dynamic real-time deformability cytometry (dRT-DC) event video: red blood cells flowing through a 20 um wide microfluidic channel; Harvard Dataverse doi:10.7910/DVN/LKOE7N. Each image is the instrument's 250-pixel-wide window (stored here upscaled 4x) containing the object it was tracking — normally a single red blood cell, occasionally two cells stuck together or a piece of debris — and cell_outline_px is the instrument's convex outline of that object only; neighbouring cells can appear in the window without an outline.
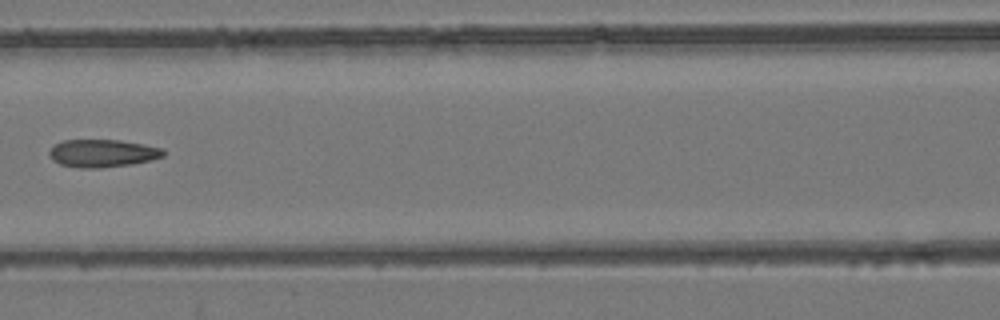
{"species": "common noctule bat (a hibernating species)", "species_latin": "Nyctalus noctula", "temperature_condition": "room temperature", "stored_images_in_passage": 7, "camera_frame_rate_fps": 3000, "um_per_image_px": 0.085, "animal": {"sex": "female", "body_mass_g": 24.6, "forearm_length_mm": 56.2}, "frame": {"image": 1, "passage_image": 6, "time_ms": 6.667, "image_size_px": [1000, 320], "cell_outline_px": [[164, 156], [132, 164], [100, 168], [80, 168], [60, 164], [52, 160], [48, 156], [48, 152], [56, 144], [64, 140], [120, 140], [144, 144], [164, 148]], "centroid_in_image_um": [8.7, 13.03], "position_along_channel_um": 157.9, "area_um2": 18.44}}
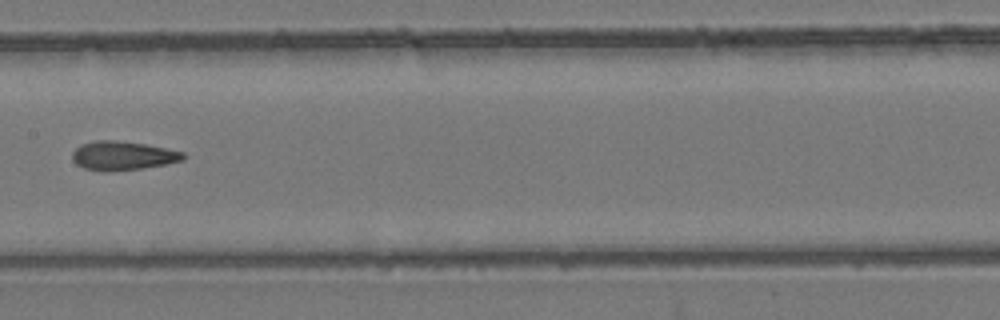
{"frame": {"image": 2, "passage_image": 7, "time_ms": 7.667, "image_size_px": [1000, 320], "cell_outline_px": [[184, 160], [164, 164], [140, 168], [84, 168], [76, 164], [72, 160], [72, 152], [80, 144], [96, 140], [116, 140], [144, 144], [184, 152]], "centroid_in_image_um": [10.43, 13.17], "position_along_channel_um": 197.0, "area_um2": 17.74}}